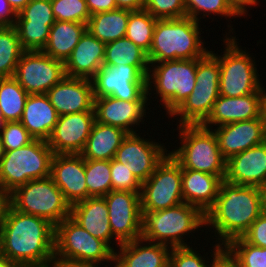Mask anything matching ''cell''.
I'll use <instances>...</instances> for the list:
<instances>
[{
  "label": "cell",
  "mask_w": 266,
  "mask_h": 267,
  "mask_svg": "<svg viewBox=\"0 0 266 267\" xmlns=\"http://www.w3.org/2000/svg\"><path fill=\"white\" fill-rule=\"evenodd\" d=\"M203 226L205 214L185 202L155 212L142 211V238L171 248L189 246L184 237Z\"/></svg>",
  "instance_id": "277c9868"
},
{
  "label": "cell",
  "mask_w": 266,
  "mask_h": 267,
  "mask_svg": "<svg viewBox=\"0 0 266 267\" xmlns=\"http://www.w3.org/2000/svg\"><path fill=\"white\" fill-rule=\"evenodd\" d=\"M46 94L58 116L95 112L92 79L66 76Z\"/></svg>",
  "instance_id": "ffe728a7"
},
{
  "label": "cell",
  "mask_w": 266,
  "mask_h": 267,
  "mask_svg": "<svg viewBox=\"0 0 266 267\" xmlns=\"http://www.w3.org/2000/svg\"><path fill=\"white\" fill-rule=\"evenodd\" d=\"M87 30V24L69 21H55L43 52L65 62Z\"/></svg>",
  "instance_id": "f546056e"
},
{
  "label": "cell",
  "mask_w": 266,
  "mask_h": 267,
  "mask_svg": "<svg viewBox=\"0 0 266 267\" xmlns=\"http://www.w3.org/2000/svg\"><path fill=\"white\" fill-rule=\"evenodd\" d=\"M17 14L7 0H0V26L14 25Z\"/></svg>",
  "instance_id": "681fc988"
},
{
  "label": "cell",
  "mask_w": 266,
  "mask_h": 267,
  "mask_svg": "<svg viewBox=\"0 0 266 267\" xmlns=\"http://www.w3.org/2000/svg\"><path fill=\"white\" fill-rule=\"evenodd\" d=\"M70 217L92 236L105 241L110 247L112 246L113 250L120 245L113 237L104 197H88L71 205ZM111 240L116 242L111 243ZM115 243L117 247L114 248Z\"/></svg>",
  "instance_id": "484cf974"
},
{
  "label": "cell",
  "mask_w": 266,
  "mask_h": 267,
  "mask_svg": "<svg viewBox=\"0 0 266 267\" xmlns=\"http://www.w3.org/2000/svg\"><path fill=\"white\" fill-rule=\"evenodd\" d=\"M9 204L17 211L48 220L55 227L71 215V205L51 176L35 179L9 194Z\"/></svg>",
  "instance_id": "9c48e42d"
},
{
  "label": "cell",
  "mask_w": 266,
  "mask_h": 267,
  "mask_svg": "<svg viewBox=\"0 0 266 267\" xmlns=\"http://www.w3.org/2000/svg\"><path fill=\"white\" fill-rule=\"evenodd\" d=\"M263 115H264V118H265V125H266V94H265V97H264V111H263Z\"/></svg>",
  "instance_id": "91938a15"
},
{
  "label": "cell",
  "mask_w": 266,
  "mask_h": 267,
  "mask_svg": "<svg viewBox=\"0 0 266 267\" xmlns=\"http://www.w3.org/2000/svg\"><path fill=\"white\" fill-rule=\"evenodd\" d=\"M141 211L155 212L183 203L182 167L168 154L142 183Z\"/></svg>",
  "instance_id": "7c38bea8"
},
{
  "label": "cell",
  "mask_w": 266,
  "mask_h": 267,
  "mask_svg": "<svg viewBox=\"0 0 266 267\" xmlns=\"http://www.w3.org/2000/svg\"><path fill=\"white\" fill-rule=\"evenodd\" d=\"M262 213L261 188L223 180L214 205L205 213V226L214 230L215 242L225 247L242 237Z\"/></svg>",
  "instance_id": "7a4b0ae2"
},
{
  "label": "cell",
  "mask_w": 266,
  "mask_h": 267,
  "mask_svg": "<svg viewBox=\"0 0 266 267\" xmlns=\"http://www.w3.org/2000/svg\"><path fill=\"white\" fill-rule=\"evenodd\" d=\"M199 22L190 17L157 19L153 31L149 63L203 57L209 50L201 38Z\"/></svg>",
  "instance_id": "3957f363"
},
{
  "label": "cell",
  "mask_w": 266,
  "mask_h": 267,
  "mask_svg": "<svg viewBox=\"0 0 266 267\" xmlns=\"http://www.w3.org/2000/svg\"><path fill=\"white\" fill-rule=\"evenodd\" d=\"M128 133L121 128L95 120L80 155L85 160H112Z\"/></svg>",
  "instance_id": "f1b7e54d"
},
{
  "label": "cell",
  "mask_w": 266,
  "mask_h": 267,
  "mask_svg": "<svg viewBox=\"0 0 266 267\" xmlns=\"http://www.w3.org/2000/svg\"><path fill=\"white\" fill-rule=\"evenodd\" d=\"M0 254L17 267H42L55 254V226L9 204L0 222Z\"/></svg>",
  "instance_id": "6da1fadb"
},
{
  "label": "cell",
  "mask_w": 266,
  "mask_h": 267,
  "mask_svg": "<svg viewBox=\"0 0 266 267\" xmlns=\"http://www.w3.org/2000/svg\"><path fill=\"white\" fill-rule=\"evenodd\" d=\"M225 250L239 267H266V248L254 246L242 237L232 239Z\"/></svg>",
  "instance_id": "74e56055"
},
{
  "label": "cell",
  "mask_w": 266,
  "mask_h": 267,
  "mask_svg": "<svg viewBox=\"0 0 266 267\" xmlns=\"http://www.w3.org/2000/svg\"><path fill=\"white\" fill-rule=\"evenodd\" d=\"M23 52L15 27L0 26V78L14 76Z\"/></svg>",
  "instance_id": "836d02e7"
},
{
  "label": "cell",
  "mask_w": 266,
  "mask_h": 267,
  "mask_svg": "<svg viewBox=\"0 0 266 267\" xmlns=\"http://www.w3.org/2000/svg\"><path fill=\"white\" fill-rule=\"evenodd\" d=\"M212 130L226 160L266 141L265 118L228 123Z\"/></svg>",
  "instance_id": "d6986e66"
},
{
  "label": "cell",
  "mask_w": 266,
  "mask_h": 267,
  "mask_svg": "<svg viewBox=\"0 0 266 267\" xmlns=\"http://www.w3.org/2000/svg\"><path fill=\"white\" fill-rule=\"evenodd\" d=\"M57 120L58 114L47 94L28 95L20 122L34 139L47 141Z\"/></svg>",
  "instance_id": "83f0119b"
},
{
  "label": "cell",
  "mask_w": 266,
  "mask_h": 267,
  "mask_svg": "<svg viewBox=\"0 0 266 267\" xmlns=\"http://www.w3.org/2000/svg\"><path fill=\"white\" fill-rule=\"evenodd\" d=\"M105 48L106 43L86 30L64 62L66 76L92 79L103 66Z\"/></svg>",
  "instance_id": "d4e9b609"
},
{
  "label": "cell",
  "mask_w": 266,
  "mask_h": 267,
  "mask_svg": "<svg viewBox=\"0 0 266 267\" xmlns=\"http://www.w3.org/2000/svg\"><path fill=\"white\" fill-rule=\"evenodd\" d=\"M214 250L211 252L212 260L206 261L205 256H200L198 251L194 250L191 246L174 247L170 251V264L169 267H212L213 261L225 250V247L215 243ZM206 263H210L206 264Z\"/></svg>",
  "instance_id": "ab89813d"
},
{
  "label": "cell",
  "mask_w": 266,
  "mask_h": 267,
  "mask_svg": "<svg viewBox=\"0 0 266 267\" xmlns=\"http://www.w3.org/2000/svg\"><path fill=\"white\" fill-rule=\"evenodd\" d=\"M28 95L14 77L0 78V109L5 122L20 121Z\"/></svg>",
  "instance_id": "d6a6232c"
},
{
  "label": "cell",
  "mask_w": 266,
  "mask_h": 267,
  "mask_svg": "<svg viewBox=\"0 0 266 267\" xmlns=\"http://www.w3.org/2000/svg\"><path fill=\"white\" fill-rule=\"evenodd\" d=\"M92 82L94 97L111 96L124 101L150 100L147 92V77L135 66L103 65L92 78Z\"/></svg>",
  "instance_id": "4fadbf2b"
},
{
  "label": "cell",
  "mask_w": 266,
  "mask_h": 267,
  "mask_svg": "<svg viewBox=\"0 0 266 267\" xmlns=\"http://www.w3.org/2000/svg\"><path fill=\"white\" fill-rule=\"evenodd\" d=\"M118 247V253L115 251L114 255V267H169L172 248L167 245L141 237Z\"/></svg>",
  "instance_id": "cb8c5ba5"
},
{
  "label": "cell",
  "mask_w": 266,
  "mask_h": 267,
  "mask_svg": "<svg viewBox=\"0 0 266 267\" xmlns=\"http://www.w3.org/2000/svg\"><path fill=\"white\" fill-rule=\"evenodd\" d=\"M0 133L5 151L16 150L35 140L20 121L5 122Z\"/></svg>",
  "instance_id": "ee69618b"
},
{
  "label": "cell",
  "mask_w": 266,
  "mask_h": 267,
  "mask_svg": "<svg viewBox=\"0 0 266 267\" xmlns=\"http://www.w3.org/2000/svg\"><path fill=\"white\" fill-rule=\"evenodd\" d=\"M266 92H255L241 97L219 95L203 127L212 129L228 123L264 118V97ZM213 125V126H212Z\"/></svg>",
  "instance_id": "ac0fdd59"
},
{
  "label": "cell",
  "mask_w": 266,
  "mask_h": 267,
  "mask_svg": "<svg viewBox=\"0 0 266 267\" xmlns=\"http://www.w3.org/2000/svg\"><path fill=\"white\" fill-rule=\"evenodd\" d=\"M212 267H239L238 263L224 250L212 263Z\"/></svg>",
  "instance_id": "f907efd6"
},
{
  "label": "cell",
  "mask_w": 266,
  "mask_h": 267,
  "mask_svg": "<svg viewBox=\"0 0 266 267\" xmlns=\"http://www.w3.org/2000/svg\"><path fill=\"white\" fill-rule=\"evenodd\" d=\"M0 267H17L13 262L0 254Z\"/></svg>",
  "instance_id": "9f6ffc18"
},
{
  "label": "cell",
  "mask_w": 266,
  "mask_h": 267,
  "mask_svg": "<svg viewBox=\"0 0 266 267\" xmlns=\"http://www.w3.org/2000/svg\"><path fill=\"white\" fill-rule=\"evenodd\" d=\"M224 39L223 55L213 54L220 66L219 94L227 97H241L255 92H266L262 87L255 59L247 50L238 46L236 36ZM253 57V58H251Z\"/></svg>",
  "instance_id": "52a82bcc"
},
{
  "label": "cell",
  "mask_w": 266,
  "mask_h": 267,
  "mask_svg": "<svg viewBox=\"0 0 266 267\" xmlns=\"http://www.w3.org/2000/svg\"><path fill=\"white\" fill-rule=\"evenodd\" d=\"M144 9L156 19L186 17L185 0H144Z\"/></svg>",
  "instance_id": "7bdbcfd3"
},
{
  "label": "cell",
  "mask_w": 266,
  "mask_h": 267,
  "mask_svg": "<svg viewBox=\"0 0 266 267\" xmlns=\"http://www.w3.org/2000/svg\"><path fill=\"white\" fill-rule=\"evenodd\" d=\"M197 63L198 58L150 63L147 76L148 95L152 94L154 88V94L159 95L160 105L165 107L164 110L169 117L193 91L196 85Z\"/></svg>",
  "instance_id": "8992f818"
},
{
  "label": "cell",
  "mask_w": 266,
  "mask_h": 267,
  "mask_svg": "<svg viewBox=\"0 0 266 267\" xmlns=\"http://www.w3.org/2000/svg\"><path fill=\"white\" fill-rule=\"evenodd\" d=\"M51 177L70 205L87 199L85 159L80 154H54Z\"/></svg>",
  "instance_id": "7402d4cb"
},
{
  "label": "cell",
  "mask_w": 266,
  "mask_h": 267,
  "mask_svg": "<svg viewBox=\"0 0 266 267\" xmlns=\"http://www.w3.org/2000/svg\"><path fill=\"white\" fill-rule=\"evenodd\" d=\"M53 24L14 23L24 51H43Z\"/></svg>",
  "instance_id": "f35d334b"
},
{
  "label": "cell",
  "mask_w": 266,
  "mask_h": 267,
  "mask_svg": "<svg viewBox=\"0 0 266 267\" xmlns=\"http://www.w3.org/2000/svg\"><path fill=\"white\" fill-rule=\"evenodd\" d=\"M85 1L87 3L90 15L117 9V4L115 0H85Z\"/></svg>",
  "instance_id": "7dc6e473"
},
{
  "label": "cell",
  "mask_w": 266,
  "mask_h": 267,
  "mask_svg": "<svg viewBox=\"0 0 266 267\" xmlns=\"http://www.w3.org/2000/svg\"><path fill=\"white\" fill-rule=\"evenodd\" d=\"M16 14L19 12L31 1V0H7Z\"/></svg>",
  "instance_id": "11a10c76"
},
{
  "label": "cell",
  "mask_w": 266,
  "mask_h": 267,
  "mask_svg": "<svg viewBox=\"0 0 266 267\" xmlns=\"http://www.w3.org/2000/svg\"><path fill=\"white\" fill-rule=\"evenodd\" d=\"M9 193L0 185V222L9 205Z\"/></svg>",
  "instance_id": "db71d44e"
},
{
  "label": "cell",
  "mask_w": 266,
  "mask_h": 267,
  "mask_svg": "<svg viewBox=\"0 0 266 267\" xmlns=\"http://www.w3.org/2000/svg\"><path fill=\"white\" fill-rule=\"evenodd\" d=\"M104 200L113 237L120 244L142 237L140 193L112 190Z\"/></svg>",
  "instance_id": "9a60e30c"
},
{
  "label": "cell",
  "mask_w": 266,
  "mask_h": 267,
  "mask_svg": "<svg viewBox=\"0 0 266 267\" xmlns=\"http://www.w3.org/2000/svg\"><path fill=\"white\" fill-rule=\"evenodd\" d=\"M243 15H246L248 13L246 9L248 6V8H250L251 6H256L258 5L257 3L260 1V0H229ZM266 1V0H264ZM250 6V7H249Z\"/></svg>",
  "instance_id": "f5cc1de1"
},
{
  "label": "cell",
  "mask_w": 266,
  "mask_h": 267,
  "mask_svg": "<svg viewBox=\"0 0 266 267\" xmlns=\"http://www.w3.org/2000/svg\"><path fill=\"white\" fill-rule=\"evenodd\" d=\"M177 130L181 146L179 145V148H175L169 154L182 169L217 175L225 180L227 160L220 152L213 130L202 125H182L177 126Z\"/></svg>",
  "instance_id": "5b68a950"
},
{
  "label": "cell",
  "mask_w": 266,
  "mask_h": 267,
  "mask_svg": "<svg viewBox=\"0 0 266 267\" xmlns=\"http://www.w3.org/2000/svg\"><path fill=\"white\" fill-rule=\"evenodd\" d=\"M130 10L117 8L90 16L87 30L99 41L108 43L124 38Z\"/></svg>",
  "instance_id": "4dcf8cb0"
},
{
  "label": "cell",
  "mask_w": 266,
  "mask_h": 267,
  "mask_svg": "<svg viewBox=\"0 0 266 267\" xmlns=\"http://www.w3.org/2000/svg\"><path fill=\"white\" fill-rule=\"evenodd\" d=\"M225 180L261 189L266 186V141L227 160Z\"/></svg>",
  "instance_id": "603a6c76"
},
{
  "label": "cell",
  "mask_w": 266,
  "mask_h": 267,
  "mask_svg": "<svg viewBox=\"0 0 266 267\" xmlns=\"http://www.w3.org/2000/svg\"><path fill=\"white\" fill-rule=\"evenodd\" d=\"M186 16L199 22L210 14L221 17H244V15L229 0H185ZM203 12V13H202ZM203 14L199 18L198 15ZM204 16V17H203Z\"/></svg>",
  "instance_id": "8d00e7d4"
},
{
  "label": "cell",
  "mask_w": 266,
  "mask_h": 267,
  "mask_svg": "<svg viewBox=\"0 0 266 267\" xmlns=\"http://www.w3.org/2000/svg\"><path fill=\"white\" fill-rule=\"evenodd\" d=\"M148 100L124 101L111 96L94 97L95 119L97 122L121 128L128 134L137 133L133 128L144 123ZM147 103V104H146ZM147 105V106H146ZM133 127V128H132Z\"/></svg>",
  "instance_id": "44dd1931"
},
{
  "label": "cell",
  "mask_w": 266,
  "mask_h": 267,
  "mask_svg": "<svg viewBox=\"0 0 266 267\" xmlns=\"http://www.w3.org/2000/svg\"><path fill=\"white\" fill-rule=\"evenodd\" d=\"M56 21H69L88 24L90 12L85 0H51Z\"/></svg>",
  "instance_id": "60d3db41"
},
{
  "label": "cell",
  "mask_w": 266,
  "mask_h": 267,
  "mask_svg": "<svg viewBox=\"0 0 266 267\" xmlns=\"http://www.w3.org/2000/svg\"><path fill=\"white\" fill-rule=\"evenodd\" d=\"M262 192V203H263V212L266 214V186L261 189Z\"/></svg>",
  "instance_id": "6f0895ef"
},
{
  "label": "cell",
  "mask_w": 266,
  "mask_h": 267,
  "mask_svg": "<svg viewBox=\"0 0 266 267\" xmlns=\"http://www.w3.org/2000/svg\"><path fill=\"white\" fill-rule=\"evenodd\" d=\"M88 197H103L112 191L110 160H85Z\"/></svg>",
  "instance_id": "d590c367"
},
{
  "label": "cell",
  "mask_w": 266,
  "mask_h": 267,
  "mask_svg": "<svg viewBox=\"0 0 266 267\" xmlns=\"http://www.w3.org/2000/svg\"><path fill=\"white\" fill-rule=\"evenodd\" d=\"M117 8L137 11L144 9V0H115Z\"/></svg>",
  "instance_id": "816d5d0a"
},
{
  "label": "cell",
  "mask_w": 266,
  "mask_h": 267,
  "mask_svg": "<svg viewBox=\"0 0 266 267\" xmlns=\"http://www.w3.org/2000/svg\"><path fill=\"white\" fill-rule=\"evenodd\" d=\"M42 267H96L80 261L68 260L54 254Z\"/></svg>",
  "instance_id": "c3c4849f"
},
{
  "label": "cell",
  "mask_w": 266,
  "mask_h": 267,
  "mask_svg": "<svg viewBox=\"0 0 266 267\" xmlns=\"http://www.w3.org/2000/svg\"><path fill=\"white\" fill-rule=\"evenodd\" d=\"M4 153H5V150H4V146H3V142H2V136L0 133V162H1V159L4 155Z\"/></svg>",
  "instance_id": "680465c9"
},
{
  "label": "cell",
  "mask_w": 266,
  "mask_h": 267,
  "mask_svg": "<svg viewBox=\"0 0 266 267\" xmlns=\"http://www.w3.org/2000/svg\"><path fill=\"white\" fill-rule=\"evenodd\" d=\"M222 181L217 175L182 169L183 201L198 207L205 214L214 205Z\"/></svg>",
  "instance_id": "4316f807"
},
{
  "label": "cell",
  "mask_w": 266,
  "mask_h": 267,
  "mask_svg": "<svg viewBox=\"0 0 266 267\" xmlns=\"http://www.w3.org/2000/svg\"><path fill=\"white\" fill-rule=\"evenodd\" d=\"M118 64L135 66L145 77L148 76L147 53L126 37L106 43L103 65L115 67Z\"/></svg>",
  "instance_id": "1f68e13d"
},
{
  "label": "cell",
  "mask_w": 266,
  "mask_h": 267,
  "mask_svg": "<svg viewBox=\"0 0 266 267\" xmlns=\"http://www.w3.org/2000/svg\"><path fill=\"white\" fill-rule=\"evenodd\" d=\"M55 17L53 15L51 0H31L17 14L15 23L30 24H54Z\"/></svg>",
  "instance_id": "b9f144b4"
},
{
  "label": "cell",
  "mask_w": 266,
  "mask_h": 267,
  "mask_svg": "<svg viewBox=\"0 0 266 267\" xmlns=\"http://www.w3.org/2000/svg\"><path fill=\"white\" fill-rule=\"evenodd\" d=\"M220 66L218 58L208 51L198 58L196 85L183 102L171 115L180 117L178 126L202 125L210 115L213 105L219 97Z\"/></svg>",
  "instance_id": "30bf717a"
},
{
  "label": "cell",
  "mask_w": 266,
  "mask_h": 267,
  "mask_svg": "<svg viewBox=\"0 0 266 267\" xmlns=\"http://www.w3.org/2000/svg\"><path fill=\"white\" fill-rule=\"evenodd\" d=\"M29 94H46L66 77L64 62L43 51H24L13 76Z\"/></svg>",
  "instance_id": "5bb4252c"
},
{
  "label": "cell",
  "mask_w": 266,
  "mask_h": 267,
  "mask_svg": "<svg viewBox=\"0 0 266 267\" xmlns=\"http://www.w3.org/2000/svg\"><path fill=\"white\" fill-rule=\"evenodd\" d=\"M95 112L58 116L47 143L54 154H80L95 122Z\"/></svg>",
  "instance_id": "e0dca14e"
},
{
  "label": "cell",
  "mask_w": 266,
  "mask_h": 267,
  "mask_svg": "<svg viewBox=\"0 0 266 267\" xmlns=\"http://www.w3.org/2000/svg\"><path fill=\"white\" fill-rule=\"evenodd\" d=\"M140 136L139 133L128 134L116 151L114 159L125 165L143 183L152 175L169 151L164 144Z\"/></svg>",
  "instance_id": "2e32d148"
},
{
  "label": "cell",
  "mask_w": 266,
  "mask_h": 267,
  "mask_svg": "<svg viewBox=\"0 0 266 267\" xmlns=\"http://www.w3.org/2000/svg\"><path fill=\"white\" fill-rule=\"evenodd\" d=\"M53 156L47 141L41 139L16 150L5 151L0 162V185L10 194L31 180L51 176Z\"/></svg>",
  "instance_id": "ba28073f"
},
{
  "label": "cell",
  "mask_w": 266,
  "mask_h": 267,
  "mask_svg": "<svg viewBox=\"0 0 266 267\" xmlns=\"http://www.w3.org/2000/svg\"><path fill=\"white\" fill-rule=\"evenodd\" d=\"M110 167L112 190L140 193L142 183L126 168L125 165L113 158L110 160Z\"/></svg>",
  "instance_id": "f6af8a7d"
},
{
  "label": "cell",
  "mask_w": 266,
  "mask_h": 267,
  "mask_svg": "<svg viewBox=\"0 0 266 267\" xmlns=\"http://www.w3.org/2000/svg\"><path fill=\"white\" fill-rule=\"evenodd\" d=\"M156 22L157 19L145 9L131 11L125 37L148 54Z\"/></svg>",
  "instance_id": "e575fe53"
},
{
  "label": "cell",
  "mask_w": 266,
  "mask_h": 267,
  "mask_svg": "<svg viewBox=\"0 0 266 267\" xmlns=\"http://www.w3.org/2000/svg\"><path fill=\"white\" fill-rule=\"evenodd\" d=\"M242 238L254 246L266 248V214L264 212L251 224Z\"/></svg>",
  "instance_id": "bcb514c9"
},
{
  "label": "cell",
  "mask_w": 266,
  "mask_h": 267,
  "mask_svg": "<svg viewBox=\"0 0 266 267\" xmlns=\"http://www.w3.org/2000/svg\"><path fill=\"white\" fill-rule=\"evenodd\" d=\"M115 251L71 217L65 218L55 227V254L61 258L101 267L102 262H114Z\"/></svg>",
  "instance_id": "8fae6325"
},
{
  "label": "cell",
  "mask_w": 266,
  "mask_h": 267,
  "mask_svg": "<svg viewBox=\"0 0 266 267\" xmlns=\"http://www.w3.org/2000/svg\"><path fill=\"white\" fill-rule=\"evenodd\" d=\"M5 121L3 120V118L1 117V109H0V131L1 129L4 127Z\"/></svg>",
  "instance_id": "94428289"
}]
</instances>
